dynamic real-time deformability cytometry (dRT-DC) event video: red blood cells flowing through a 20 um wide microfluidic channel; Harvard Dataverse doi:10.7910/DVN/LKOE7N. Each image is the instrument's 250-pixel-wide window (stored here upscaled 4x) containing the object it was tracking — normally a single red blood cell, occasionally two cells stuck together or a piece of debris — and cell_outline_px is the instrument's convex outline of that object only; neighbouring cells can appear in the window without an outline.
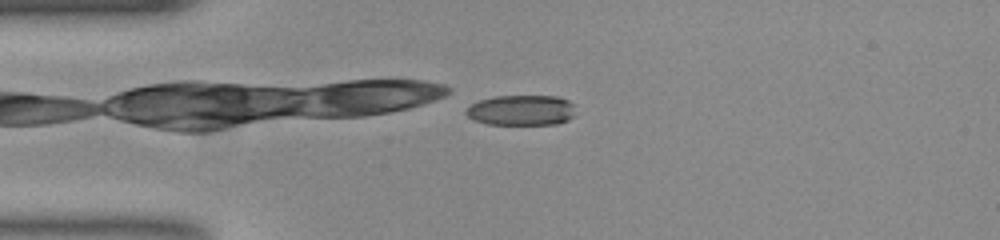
{"species": "common noctule bat (a hibernating species)", "species_latin": "Nyctalus noctula", "temperature_condition": "room temperature", "stored_images_in_passage": 41, "camera_frame_rate_fps": 3000, "um_per_image_px": 0.085, "animal": {"sex": "female", "body_mass_g": 23.0, "forearm_length_mm": 53.4}, "frame": {"image": 1, "passage_image": 1, "time_ms": 0.0, "image_size_px": [1000, 240], "cell_outline_px": [[576, 104], [572, 116], [568, 120], [556, 124], [488, 124], [476, 120], [468, 116], [464, 112], [472, 104], [480, 100], [496, 96], [556, 96], [568, 100]], "centroid_in_image_um": [44.35, 9.36], "position_along_channel_um": 40.6, "area_um2": 19.31}}
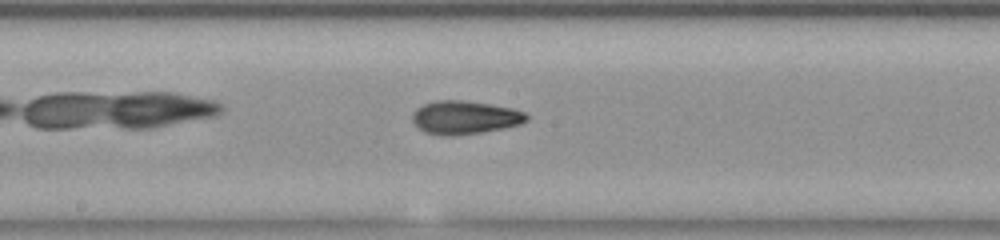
{"frame": {"image": 2, "passage_image": 16, "time_ms": 5.0, "image_size_px": [1000, 240], "cell_outline_px": [[528, 120], [520, 124], [504, 128], [480, 132], [452, 136], [444, 136], [424, 132], [412, 120], [412, 112], [416, 108], [424, 104], [436, 100], [464, 100], [512, 108], [524, 112], [528, 116]], "centroid_in_image_um": [39.49, 9.98], "position_along_channel_um": 208.7, "area_um2": 22.14}}
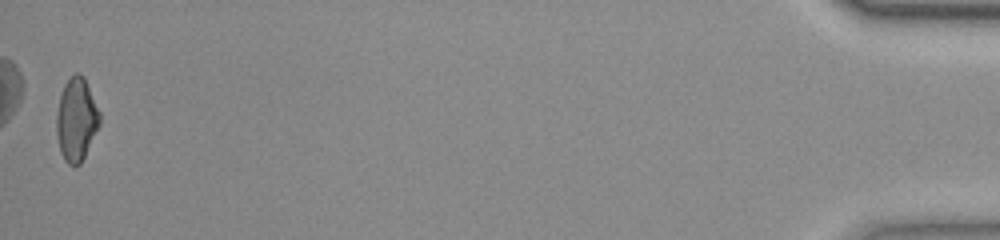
{"frame": {"image": 3, "passage_image": 41, "time_ms": 13.333, "image_size_px": [1000, 240], "cell_outline_px": [[100, 124], [80, 164], [68, 164], [64, 160], [60, 152], [56, 132], [56, 116], [60, 96], [64, 84], [76, 72], [80, 72], [84, 76], [100, 112]], "centroid_in_image_um": [6.49, 10.14], "position_along_channel_um": 428.7, "area_um2": 20.81}, "authors_computed_cell_mechanics": {"area_um2": 21.2126, "velocity_mm_per_s": 3.8304, "shape_relaxation_time_tau1_ms": null, "shape_relaxation_time_tau2_ms": 2.2853, "deformation_change_tau1": null, "deformation_change_tau2": 0.0742}}